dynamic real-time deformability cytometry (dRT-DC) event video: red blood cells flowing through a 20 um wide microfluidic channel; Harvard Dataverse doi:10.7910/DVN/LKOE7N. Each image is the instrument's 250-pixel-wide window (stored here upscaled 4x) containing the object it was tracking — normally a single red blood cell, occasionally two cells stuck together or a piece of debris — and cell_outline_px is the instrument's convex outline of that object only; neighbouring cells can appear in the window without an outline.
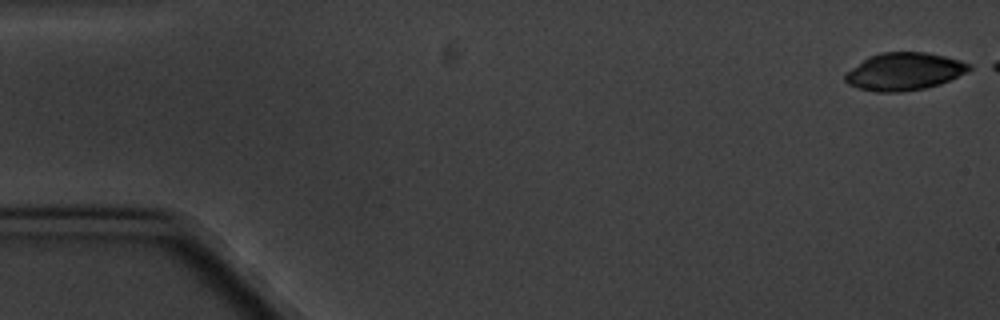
{"species": "common noctule bat (a hibernating species)", "species_latin": "Nyctalus noctula", "temperature_condition": "cold", "stored_images_in_passage": 3, "camera_frame_rate_fps": 3000, "um_per_image_px": 0.085, "animal": {"sex": "male", "body_mass_g": 20.1, "forearm_length_mm": 53.5}, "frame": {"image": 1, "passage_image": 1, "time_ms": 0.0, "image_size_px": [1000, 320], "cell_outline_px": [[976, 68], [968, 72], [940, 84], [924, 88], [900, 92], [876, 92], [856, 88], [848, 84], [844, 80], [844, 72], [868, 56], [880, 52], [924, 52], [944, 56], [960, 60], [972, 64]], "centroid_in_image_um": [76.85, 6.07], "position_along_channel_um": 8.2, "area_um2": 27.57}}